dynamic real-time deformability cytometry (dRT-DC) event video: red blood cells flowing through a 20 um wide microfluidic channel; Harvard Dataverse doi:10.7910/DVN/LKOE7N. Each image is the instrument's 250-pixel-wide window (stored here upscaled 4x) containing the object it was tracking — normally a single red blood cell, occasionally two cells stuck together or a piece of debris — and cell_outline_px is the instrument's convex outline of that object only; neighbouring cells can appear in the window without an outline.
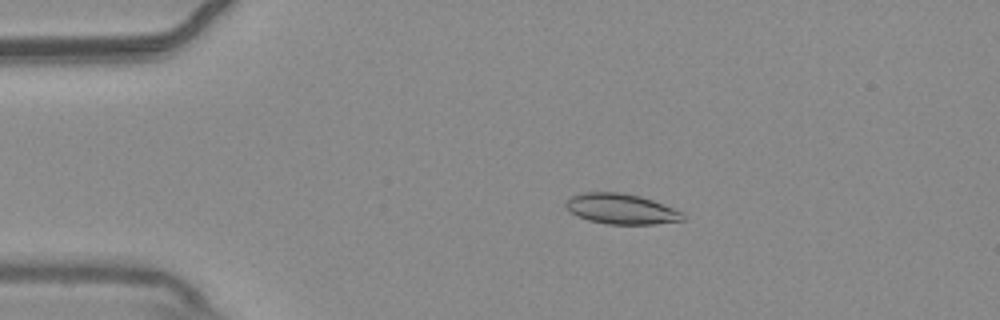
{"species": "common noctule bat (a hibernating species)", "species_latin": "Nyctalus noctula", "temperature_condition": "warm", "stored_images_in_passage": 55, "camera_frame_rate_fps": 3000, "um_per_image_px": 0.085, "animal": {"sex": "male", "body_mass_g": 20.4}, "frame": {"image": 1, "passage_image": 11, "time_ms": 3.333, "image_size_px": [1000, 320], "cell_outline_px": [[684, 220], [652, 224], [608, 224], [588, 220], [572, 212], [564, 204], [572, 196], [584, 192], [620, 192], [640, 196], [652, 200], [684, 212]], "centroid_in_image_um": [52.83, 17.75], "position_along_channel_um": 32.2, "area_um2": 20.46}}
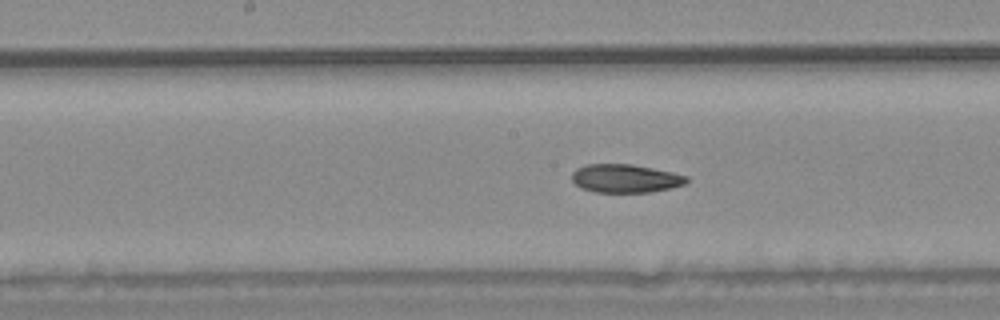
{"frame": {"image": 2, "passage_image": 28, "time_ms": 9.0, "image_size_px": [1000, 320], "cell_outline_px": [[688, 180], [684, 184], [668, 188], [648, 192], [596, 192], [580, 188], [572, 180], [572, 172], [576, 168], [584, 164], [632, 164], [672, 172], [688, 176]], "centroid_in_image_um": [53.11, 15.16], "position_along_channel_um": 195.1, "area_um2": 18.9}}
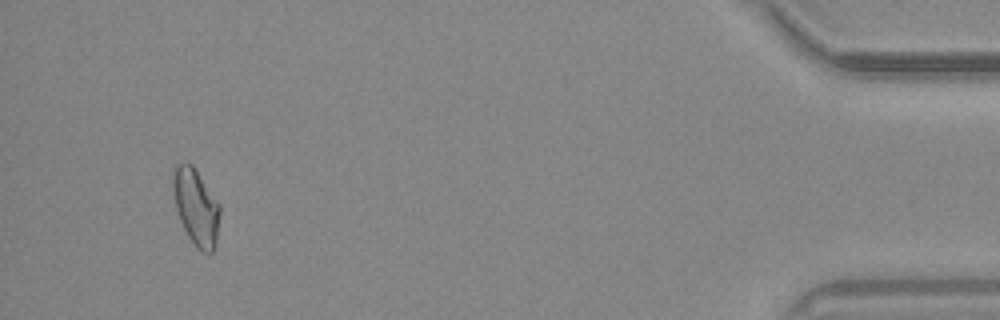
{"frame": {"image": 3, "passage_image": 52, "time_ms": 17.0, "image_size_px": [1000, 320], "cell_outline_px": [[220, 212], [216, 244], [212, 252], [200, 252], [196, 248], [188, 236], [180, 220], [176, 208], [168, 180], [172, 168], [176, 164], [184, 160], [192, 164], [220, 204]], "centroid_in_image_um": [16.6, 17.51], "position_along_channel_um": 418.6, "area_um2": 21.62}, "authors_computed_cell_mechanics": {"area_um2": 20.1722, "velocity_mm_per_s": 3.7213, "shape_relaxation_time_tau1_ms": null, "shape_relaxation_time_tau2_ms": 6.7677, "deformation_change_tau1": null, "deformation_change_tau2": 0.1249}}